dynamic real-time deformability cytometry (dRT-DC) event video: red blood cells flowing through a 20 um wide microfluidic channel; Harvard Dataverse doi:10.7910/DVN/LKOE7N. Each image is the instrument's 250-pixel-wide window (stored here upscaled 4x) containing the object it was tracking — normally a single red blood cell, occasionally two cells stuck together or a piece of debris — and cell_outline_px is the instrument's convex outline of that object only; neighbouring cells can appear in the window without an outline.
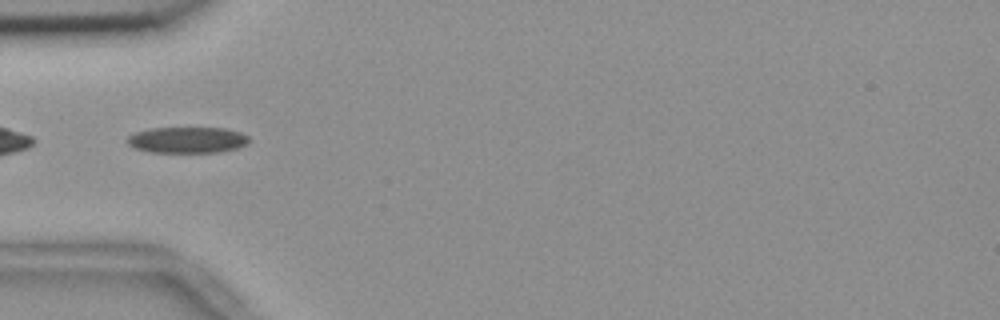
{"species": "common noctule bat (a hibernating species)", "species_latin": "Nyctalus noctula", "temperature_condition": "room temperature", "stored_images_in_passage": 20, "camera_frame_rate_fps": 3000, "um_per_image_px": 0.085, "animal": {"sex": "female", "body_mass_g": 18.4}, "frame": {"image": 1, "passage_image": 1, "time_ms": 0.0, "image_size_px": [1000, 320], "cell_outline_px": [[248, 144], [236, 148], [216, 152], [148, 152], [132, 148], [124, 140], [128, 136], [136, 132], [152, 128], [224, 128], [240, 132], [248, 136]], "centroid_in_image_um": [15.86, 11.9], "position_along_channel_um": 69.1, "area_um2": 18.55}}
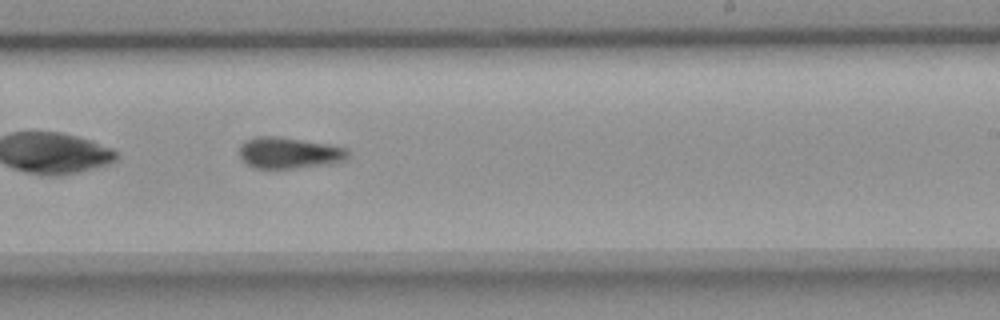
{"frame": {"image": 2, "passage_image": 17, "time_ms": 5.333, "image_size_px": [1000, 320], "cell_outline_px": [[348, 160], [328, 164], [296, 168], [252, 168], [240, 156], [240, 148], [248, 140], [256, 136], [276, 136], [304, 140], [328, 144], [348, 148]], "centroid_in_image_um": [24.62, 13.0], "position_along_channel_um": 264.4, "area_um2": 19.65}}